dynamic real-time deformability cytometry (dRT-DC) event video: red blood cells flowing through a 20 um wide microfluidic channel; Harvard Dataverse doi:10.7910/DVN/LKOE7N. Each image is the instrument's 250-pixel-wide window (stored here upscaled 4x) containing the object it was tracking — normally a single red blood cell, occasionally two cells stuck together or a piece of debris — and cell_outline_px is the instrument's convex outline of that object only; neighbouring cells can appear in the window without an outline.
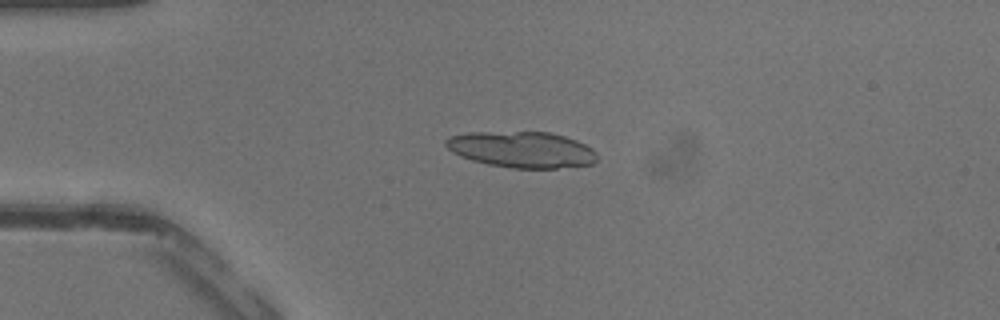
{"species": "common noctule bat (a hibernating species)", "species_latin": "Nyctalus noctula", "temperature_condition": "warm", "stored_images_in_passage": 13, "camera_frame_rate_fps": 3000, "um_per_image_px": 0.085, "animal": {"sex": "male", "body_mass_g": 13.3}, "frame": {"image": 1, "passage_image": 4, "time_ms": 1.0, "image_size_px": [1000, 320], "cell_outline_px": [[596, 160], [592, 164], [556, 168], [512, 168], [488, 164], [472, 160], [460, 156], [452, 152], [444, 144], [444, 140], [448, 136], [468, 132], [548, 132], [564, 136], [576, 140], [592, 148], [596, 152]], "centroid_in_image_um": [44.32, 12.71], "position_along_channel_um": 40.7, "area_um2": 31.85}}